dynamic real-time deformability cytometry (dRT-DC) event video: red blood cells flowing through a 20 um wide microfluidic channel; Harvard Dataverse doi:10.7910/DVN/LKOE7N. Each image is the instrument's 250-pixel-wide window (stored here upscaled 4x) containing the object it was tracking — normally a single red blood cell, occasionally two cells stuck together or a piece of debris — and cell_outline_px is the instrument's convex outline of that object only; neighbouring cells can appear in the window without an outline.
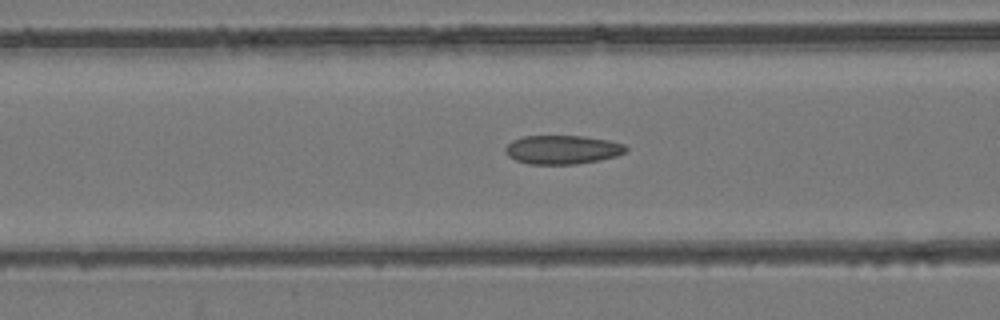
{"species": "common noctule bat (a hibernating species)", "species_latin": "Nyctalus noctula", "temperature_condition": "room temperature", "stored_images_in_passage": 54, "camera_frame_rate_fps": 3000, "um_per_image_px": 0.085, "animal": {"sex": "female", "body_mass_g": 24.6, "forearm_length_mm": 56.2}, "frame": {"image": 1, "passage_image": 22, "time_ms": 7.0, "image_size_px": [1000, 320], "cell_outline_px": [[628, 152], [616, 156], [600, 160], [576, 164], [528, 164], [516, 160], [508, 156], [504, 152], [504, 148], [512, 140], [524, 136], [584, 136], [608, 140], [624, 144], [628, 148]], "centroid_in_image_um": [47.81, 12.72], "position_along_channel_um": 118.8, "area_um2": 20.4}}
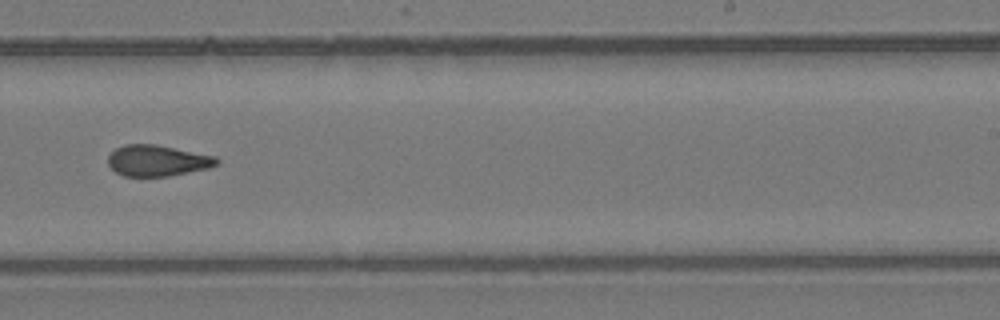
{"frame": {"image": 2, "passage_image": 34, "time_ms": 11.0, "image_size_px": [1000, 320], "cell_outline_px": [[220, 164], [208, 168], [168, 176], [124, 176], [116, 172], [108, 164], [108, 156], [116, 148], [124, 144], [156, 144], [216, 156], [220, 160]], "centroid_in_image_um": [13.4, 13.64], "position_along_channel_um": 275.6, "area_um2": 19.71}}
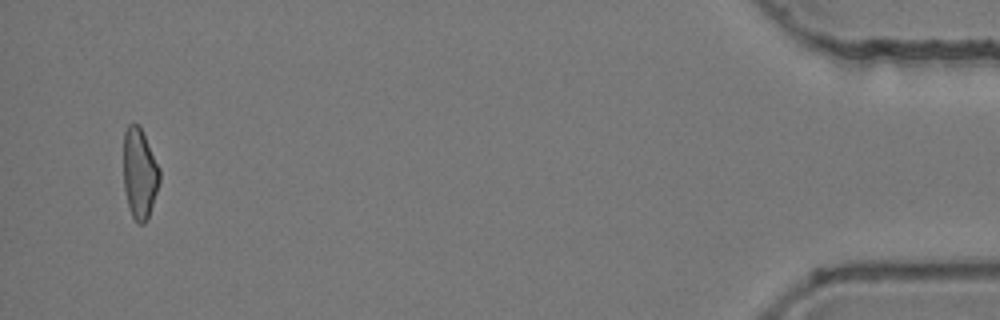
{"frame": {"image": 3, "passage_image": 52, "time_ms": 17.0, "image_size_px": [1000, 320], "cell_outline_px": [[160, 180], [148, 216], [144, 224], [140, 224], [132, 216], [128, 204], [124, 188], [124, 132], [128, 124], [136, 124], [140, 128], [160, 168]], "centroid_in_image_um": [11.86, 14.74], "position_along_channel_um": 423.3, "area_um2": 18.55}, "authors_computed_cell_mechanics": {"area_um2": 20.2589, "velocity_mm_per_s": 3.9277, "shape_relaxation_time_tau1_ms": null, "shape_relaxation_time_tau2_ms": 2.819, "deformation_change_tau1": null, "deformation_change_tau2": 0.0935}}